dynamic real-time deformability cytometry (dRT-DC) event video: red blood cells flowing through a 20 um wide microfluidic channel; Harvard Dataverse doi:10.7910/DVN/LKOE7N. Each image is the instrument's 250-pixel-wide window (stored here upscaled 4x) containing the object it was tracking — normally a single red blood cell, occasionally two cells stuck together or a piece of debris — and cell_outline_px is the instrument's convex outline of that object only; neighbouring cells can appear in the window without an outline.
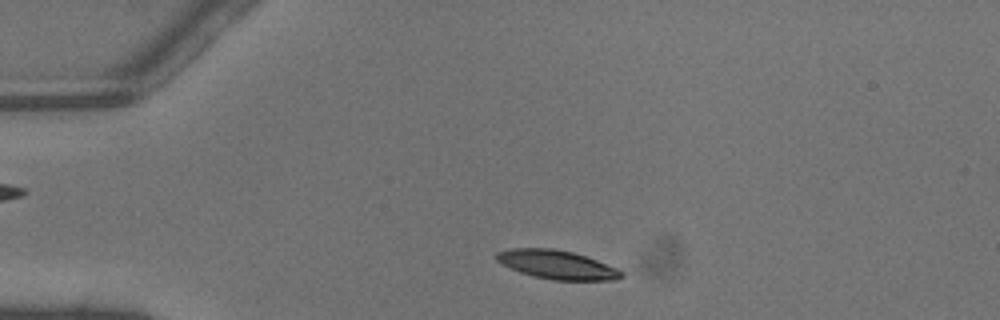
{"species": "common noctule bat (a hibernating species)", "species_latin": "Nyctalus noctula", "temperature_condition": "warm", "stored_images_in_passage": 15, "camera_frame_rate_fps": 3000, "um_per_image_px": 0.085, "animal": {"sex": "male", "body_mass_g": 13.3}, "frame": {"image": 1, "passage_image": 4, "time_ms": 1.0, "image_size_px": [1000, 320], "cell_outline_px": [[624, 276], [616, 280], [552, 280], [532, 276], [520, 272], [500, 264], [496, 260], [496, 252], [512, 248], [552, 248], [572, 252], [596, 260], [616, 268], [624, 272]], "centroid_in_image_um": [47.31, 22.5], "position_along_channel_um": 37.7, "area_um2": 20.92}}
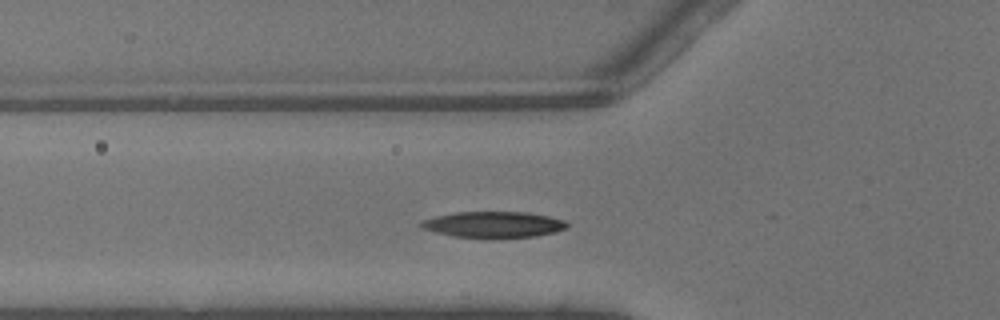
{"frame": {"image": 2, "passage_image": 10, "time_ms": 3.0, "image_size_px": [1000, 320], "cell_outline_px": [[568, 224], [564, 228], [556, 232], [536, 236], [496, 240], [488, 240], [452, 236], [420, 228], [420, 224], [424, 220], [436, 216], [456, 212], [528, 212], [548, 216], [564, 220]], "centroid_in_image_um": [41.95, 19.12], "position_along_channel_um": 83.9, "area_um2": 22.77}}
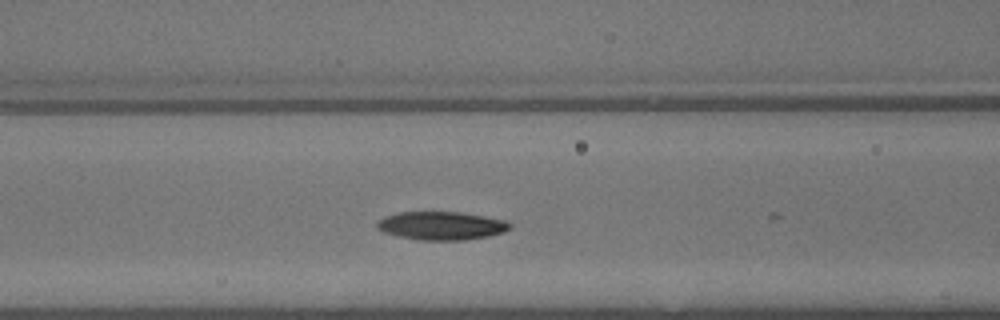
{"frame": {"image": 3, "passage_image": 13, "time_ms": 4.0, "image_size_px": [1000, 320], "cell_outline_px": [[512, 228], [504, 232], [488, 236], [464, 240], [416, 240], [396, 236], [384, 232], [376, 228], [376, 224], [384, 216], [400, 212], [460, 212], [484, 216], [504, 220], [512, 224]], "centroid_in_image_um": [37.51, 19.19], "position_along_channel_um": 129.1, "area_um2": 22.02}}